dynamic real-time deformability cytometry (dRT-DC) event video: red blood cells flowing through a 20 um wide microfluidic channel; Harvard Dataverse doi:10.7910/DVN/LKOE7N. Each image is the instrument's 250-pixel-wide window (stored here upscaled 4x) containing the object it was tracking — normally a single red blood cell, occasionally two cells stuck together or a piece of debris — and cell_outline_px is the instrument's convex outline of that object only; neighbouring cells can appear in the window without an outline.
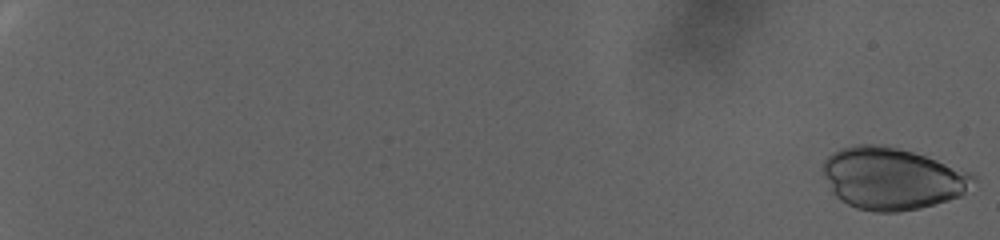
{"species": "human", "species_latin": "Homo sapiens", "temperature_condition": "warm", "stored_images_in_passage": 37, "camera_frame_rate_fps": 3000, "um_per_image_px": 0.085, "donor": {"sex": "female"}, "frame": {"image": 1, "passage_image": 1, "time_ms": 0.0, "image_size_px": [1000, 240], "cell_outline_px": [[976, 176], [964, 192], [960, 196], [948, 200], [920, 208], [896, 212], [876, 212], [856, 208], [840, 200], [832, 192], [824, 172], [824, 160], [832, 152], [840, 148], [856, 144], [884, 144], [912, 152], [936, 160], [968, 172]], "centroid_in_image_um": [75.78, 15.17], "position_along_channel_um": 9.2, "area_um2": 53.7}}
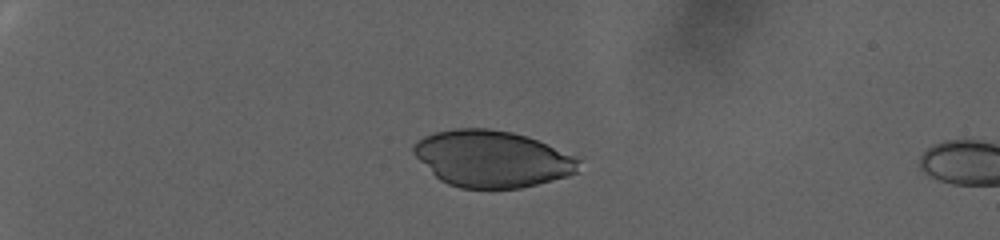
{"frame": {"image": 2, "passage_image": 29, "time_ms": 9.333, "image_size_px": [1000, 240], "cell_outline_px": [[580, 160], [576, 172], [568, 176], [520, 188], [460, 188], [448, 184], [440, 180], [412, 152], [412, 148], [424, 136], [432, 132], [456, 128], [488, 128], [512, 132], [528, 136], [572, 156]], "centroid_in_image_um": [41.79, 13.49], "position_along_channel_um": 43.2, "area_um2": 53.93}}